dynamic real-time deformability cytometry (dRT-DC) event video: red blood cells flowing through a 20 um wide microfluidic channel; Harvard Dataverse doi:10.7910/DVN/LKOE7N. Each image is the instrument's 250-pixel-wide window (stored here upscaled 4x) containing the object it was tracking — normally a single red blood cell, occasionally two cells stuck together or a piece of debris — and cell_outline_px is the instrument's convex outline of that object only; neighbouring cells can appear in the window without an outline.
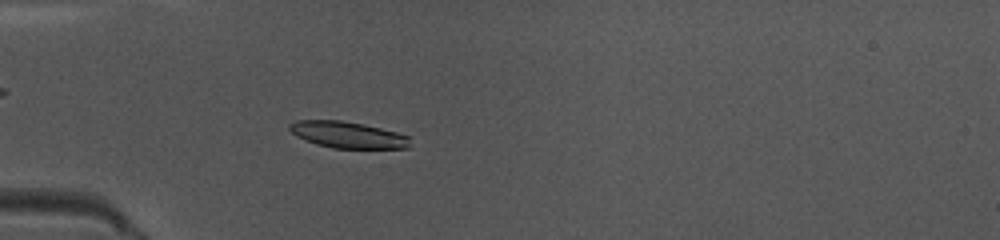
{"species": "common noctule bat (a hibernating species)", "species_latin": "Nyctalus noctula", "temperature_condition": "warm", "stored_images_in_passage": 35, "camera_frame_rate_fps": 3000, "um_per_image_px": 0.085, "animal": {"sex": "female", "body_mass_g": 10.0, "forearm_length_mm": 53.1}, "frame": {"image": 1, "passage_image": 5, "time_ms": 1.333, "image_size_px": [1000, 240], "cell_outline_px": [[408, 148], [332, 148], [316, 144], [296, 136], [288, 128], [288, 124], [296, 120], [340, 120], [364, 124], [396, 132], [408, 136]], "centroid_in_image_um": [29.5, 11.45], "position_along_channel_um": 55.5, "area_um2": 18.44}}
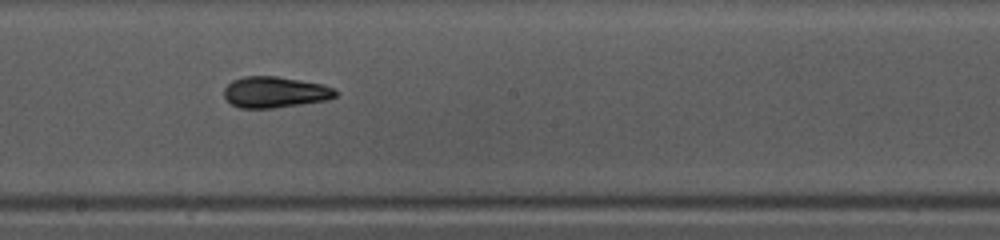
{"frame": {"image": 2, "passage_image": 18, "time_ms": 5.667, "image_size_px": [1000, 240], "cell_outline_px": [[336, 96], [324, 100], [300, 104], [272, 108], [240, 108], [232, 104], [224, 96], [224, 88], [232, 80], [244, 76], [276, 76], [324, 84], [332, 88], [336, 92]], "centroid_in_image_um": [23.33, 7.82], "position_along_channel_um": 224.9, "area_um2": 20.0}}
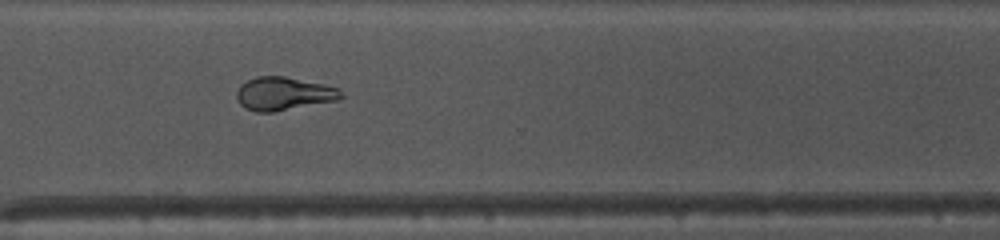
{"frame": {"image": 3, "passage_image": 27, "time_ms": 8.667, "image_size_px": [1000, 240], "cell_outline_px": [[344, 96], [336, 100], [272, 112], [256, 112], [244, 108], [240, 104], [236, 96], [236, 92], [240, 84], [256, 76], [284, 76], [324, 84], [340, 88]], "centroid_in_image_um": [24.09, 7.95], "position_along_channel_um": 346.5, "area_um2": 20.23}, "authors_computed_cell_mechanics": {"area_um2": 19.8254, "velocity_mm_per_s": 4.0741, "shape_relaxation_time_tau1_ms": 6.4008, "shape_relaxation_time_tau2_ms": 1.7357, "deformation_change_tau1": 0.1751, "deformation_change_tau2": 0.0712}}